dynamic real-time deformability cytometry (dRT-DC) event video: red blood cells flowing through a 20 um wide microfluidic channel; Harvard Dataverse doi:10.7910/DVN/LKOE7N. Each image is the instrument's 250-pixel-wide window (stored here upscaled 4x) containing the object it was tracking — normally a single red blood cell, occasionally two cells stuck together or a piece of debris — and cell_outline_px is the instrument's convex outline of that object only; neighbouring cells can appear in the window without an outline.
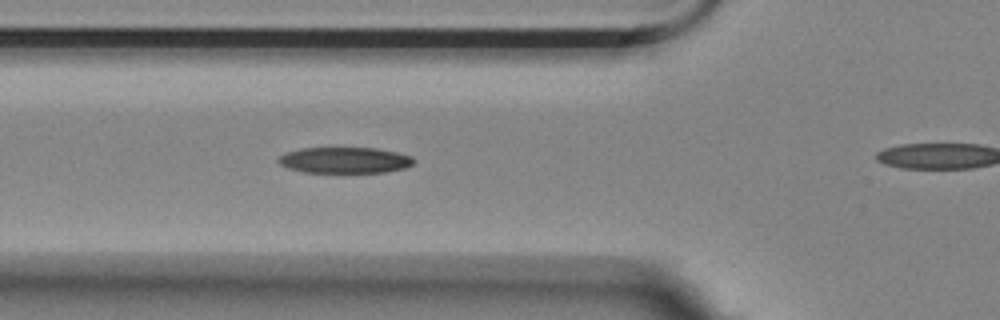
{"species": "Egyptian fruit bat (a non-hibernating species)", "species_latin": "Rousettus aegyptiacus", "temperature_condition": "room temperature", "stored_images_in_passage": 6, "segment_of_instrument_passage": [1, 2], "camera_frame_rate_fps": 3000, "um_per_image_px": 0.085, "animal": {"sex": "female"}, "frame": {"image": 1, "passage_image": 5, "time_ms": 1.333, "image_size_px": [1000, 320], "cell_outline_px": [[416, 160], [412, 164], [404, 168], [384, 172], [304, 172], [288, 168], [280, 164], [276, 160], [280, 156], [288, 152], [300, 148], [376, 148], [396, 152], [412, 156]], "centroid_in_image_um": [29.31, 13.61], "position_along_channel_um": 96.5, "area_um2": 20.4}}